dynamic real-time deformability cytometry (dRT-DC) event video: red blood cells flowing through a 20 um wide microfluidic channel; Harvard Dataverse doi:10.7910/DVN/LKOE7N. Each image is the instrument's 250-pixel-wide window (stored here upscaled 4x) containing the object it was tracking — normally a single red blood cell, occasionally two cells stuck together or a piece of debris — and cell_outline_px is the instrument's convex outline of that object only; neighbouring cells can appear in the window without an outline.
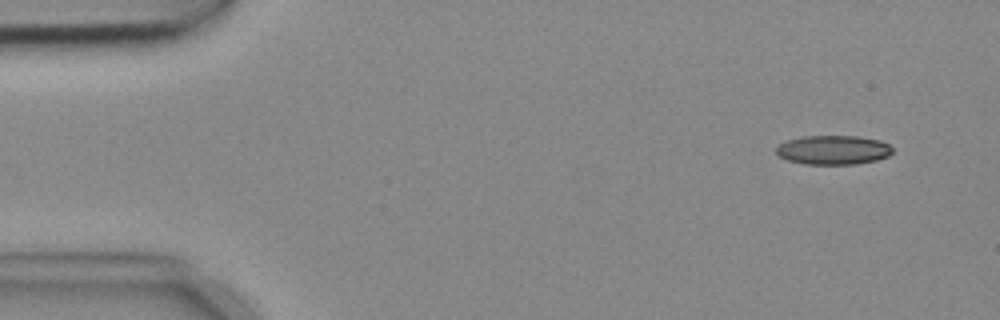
{"species": "common noctule bat (a hibernating species)", "species_latin": "Nyctalus noctula", "temperature_condition": "cold", "stored_images_in_passage": 4, "camera_frame_rate_fps": 3000, "um_per_image_px": 0.085, "animal": {"sex": "female", "body_mass_g": 18.4}, "frame": {"image": 1, "passage_image": 1, "time_ms": 0.0, "image_size_px": [1000, 320], "cell_outline_px": [[892, 152], [888, 156], [876, 160], [856, 164], [804, 164], [788, 160], [780, 156], [776, 152], [776, 148], [780, 144], [788, 140], [804, 136], [856, 136], [880, 140], [888, 144], [892, 148]], "centroid_in_image_um": [70.84, 12.74], "position_along_channel_um": 14.2, "area_um2": 19.65}}